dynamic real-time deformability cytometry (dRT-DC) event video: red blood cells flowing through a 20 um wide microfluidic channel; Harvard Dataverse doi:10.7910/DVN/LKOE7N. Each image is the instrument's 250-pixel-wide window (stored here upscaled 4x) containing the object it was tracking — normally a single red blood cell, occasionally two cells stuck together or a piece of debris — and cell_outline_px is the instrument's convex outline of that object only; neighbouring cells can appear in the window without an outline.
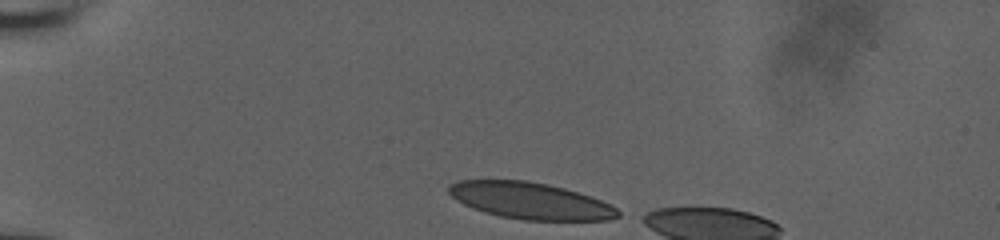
{"species": "human", "species_latin": "Homo sapiens", "temperature_condition": "room temperature", "stored_images_in_passage": 6, "camera_frame_rate_fps": 3000, "um_per_image_px": 0.085, "donor": {"sex": "male"}, "frame": {"image": 1, "passage_image": 1, "time_ms": 0.0, "image_size_px": [1000, 240], "cell_outline_px": [[624, 212], [620, 216], [608, 220], [524, 220], [500, 216], [484, 212], [472, 208], [456, 200], [448, 192], [448, 184], [460, 180], [528, 180], [548, 184], [564, 188], [600, 200]], "centroid_in_image_um": [45.06, 17.06], "position_along_channel_um": 39.9, "area_um2": 36.07}}